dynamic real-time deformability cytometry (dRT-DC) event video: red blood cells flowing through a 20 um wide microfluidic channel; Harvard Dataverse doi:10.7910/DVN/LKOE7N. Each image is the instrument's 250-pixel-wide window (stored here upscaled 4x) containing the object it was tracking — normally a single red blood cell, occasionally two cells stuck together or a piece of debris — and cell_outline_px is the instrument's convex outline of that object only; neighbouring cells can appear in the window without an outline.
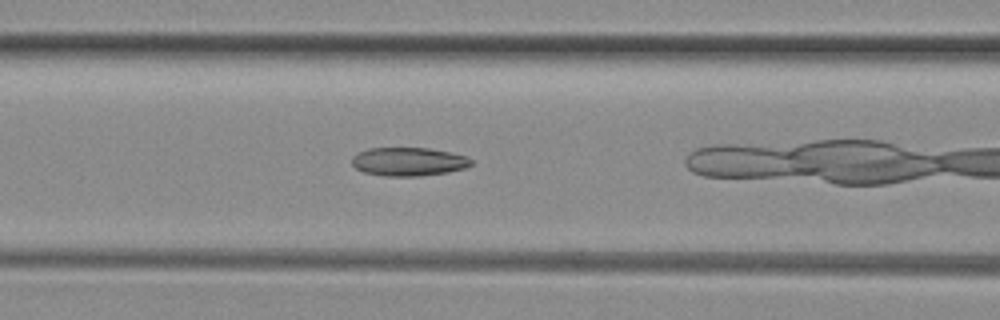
{"species": "common noctule bat (a hibernating species)", "species_latin": "Nyctalus noctula", "temperature_condition": "room temperature", "stored_images_in_passage": 30, "camera_frame_rate_fps": 3000, "um_per_image_px": 0.085, "animal": {"sex": "female", "body_mass_g": 29.2, "forearm_length_mm": 56.3}, "frame": {"image": 1, "passage_image": 15, "time_ms": 4.667, "image_size_px": [1000, 320], "cell_outline_px": [[472, 164], [464, 168], [448, 172], [420, 176], [384, 176], [364, 172], [356, 168], [352, 164], [352, 156], [356, 152], [368, 148], [428, 148], [452, 152], [468, 156], [472, 160]], "centroid_in_image_um": [34.72, 13.73], "position_along_channel_um": 131.9, "area_um2": 20.0}}
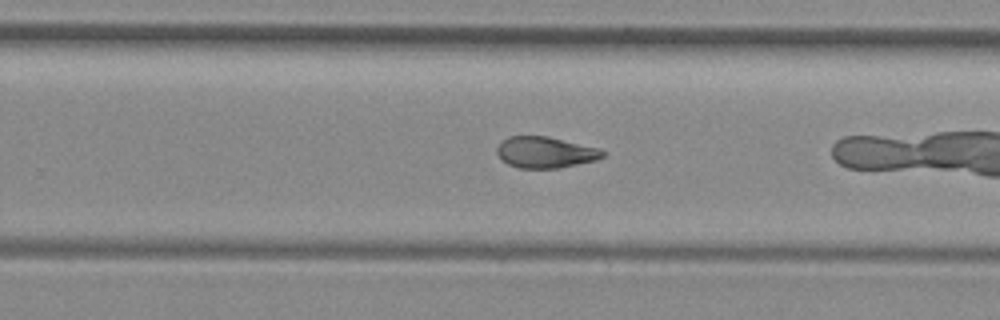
{"frame": {"image": 2, "passage_image": 26, "time_ms": 8.333, "image_size_px": [1000, 320], "cell_outline_px": [[608, 152], [604, 156], [596, 160], [556, 168], [520, 168], [508, 164], [500, 160], [496, 152], [496, 148], [508, 136], [548, 136], [600, 148]], "centroid_in_image_um": [46.36, 12.94], "position_along_channel_um": 283.4, "area_um2": 19.31}}
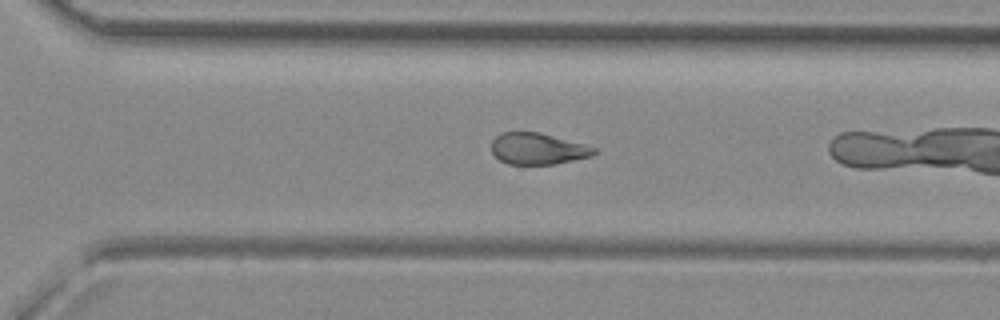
{"frame": {"image": 3, "passage_image": 29, "time_ms": 9.333, "image_size_px": [1000, 320], "cell_outline_px": [[596, 152], [592, 156], [556, 164], [508, 164], [500, 160], [492, 152], [492, 140], [500, 132], [540, 132], [584, 144], [596, 148]], "centroid_in_image_um": [45.71, 12.64], "position_along_channel_um": 324.9, "area_um2": 18.79}}